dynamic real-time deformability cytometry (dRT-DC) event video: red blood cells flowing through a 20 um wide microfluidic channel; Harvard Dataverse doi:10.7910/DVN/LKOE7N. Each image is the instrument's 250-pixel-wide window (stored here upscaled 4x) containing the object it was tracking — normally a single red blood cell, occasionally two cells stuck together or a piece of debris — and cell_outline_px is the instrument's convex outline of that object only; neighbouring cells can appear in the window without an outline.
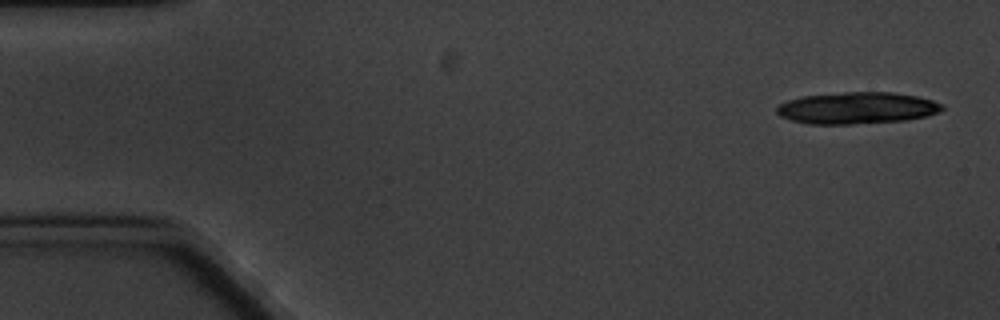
{"species": "common noctule bat (a hibernating species)", "species_latin": "Nyctalus noctula", "temperature_condition": "cold", "stored_images_in_passage": 4, "camera_frame_rate_fps": 3000, "um_per_image_px": 0.085, "animal": {"sex": "male", "body_mass_g": 20.1, "forearm_length_mm": 53.5}, "frame": {"image": 1, "passage_image": 1, "time_ms": 0.0, "image_size_px": [1000, 320], "cell_outline_px": [[944, 108], [928, 116], [904, 120], [852, 124], [808, 124], [792, 120], [780, 116], [776, 112], [776, 108], [780, 104], [788, 100], [800, 96], [844, 92], [892, 92], [916, 96], [932, 100], [944, 104]], "centroid_in_image_um": [72.83, 9.18], "position_along_channel_um": 12.2, "area_um2": 30.58}}